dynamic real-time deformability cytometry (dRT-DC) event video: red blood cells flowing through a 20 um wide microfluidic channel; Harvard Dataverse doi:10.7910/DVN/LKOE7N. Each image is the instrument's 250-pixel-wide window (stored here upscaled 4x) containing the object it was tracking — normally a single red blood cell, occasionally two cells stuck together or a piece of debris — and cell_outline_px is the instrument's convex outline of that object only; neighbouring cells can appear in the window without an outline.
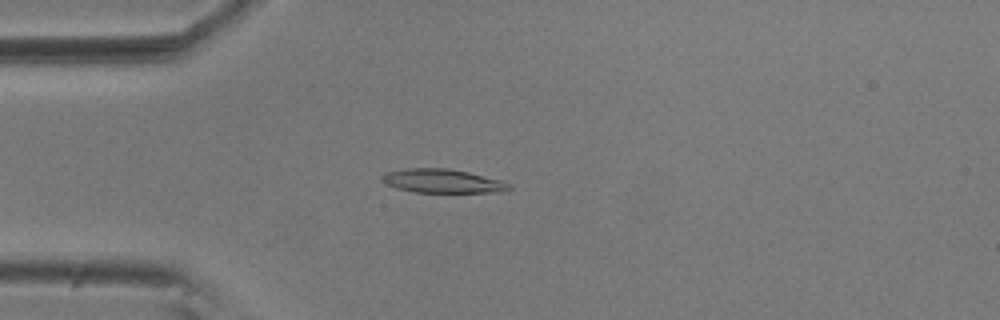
{"species": "common noctule bat (a hibernating species)", "species_latin": "Nyctalus noctula", "temperature_condition": "room temperature", "stored_images_in_passage": 54, "camera_frame_rate_fps": 3000, "um_per_image_px": 0.085, "animal": {"sex": "male", "body_mass_g": 20.5, "forearm_length_mm": 52.5}, "frame": {"image": 1, "passage_image": 13, "time_ms": 4.0, "image_size_px": [1000, 320], "cell_outline_px": [[512, 188], [500, 192], [416, 192], [396, 188], [384, 184], [380, 180], [380, 176], [384, 172], [408, 168], [448, 168], [468, 172], [500, 180], [508, 184]], "centroid_in_image_um": [37.52, 15.38], "position_along_channel_um": 47.5, "area_um2": 17.63}}
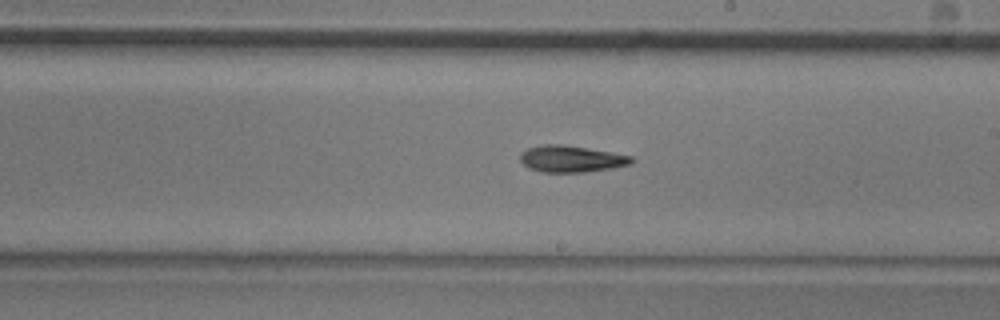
{"frame": {"image": 2, "passage_image": 30, "time_ms": 9.667, "image_size_px": [1000, 320], "cell_outline_px": [[636, 160], [632, 164], [612, 168], [584, 172], [540, 172], [528, 168], [520, 160], [520, 152], [528, 148], [544, 144], [560, 144], [632, 156]], "centroid_in_image_um": [48.54, 13.51], "position_along_channel_um": 240.5, "area_um2": 17.17}}
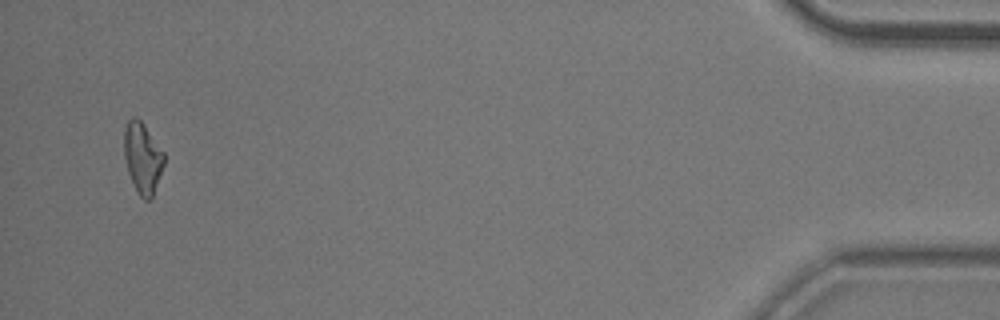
{"frame": {"image": 3, "passage_image": 52, "time_ms": 17.0, "image_size_px": [1000, 320], "cell_outline_px": [[164, 164], [152, 200], [144, 200], [140, 196], [128, 172], [124, 156], [124, 128], [128, 120], [132, 116], [136, 116], [144, 124], [164, 152]], "centroid_in_image_um": [12.12, 13.4], "position_along_channel_um": 423.1, "area_um2": 16.53}, "authors_computed_cell_mechanics": {"area_um2": 17.1955, "velocity_mm_per_s": 3.6323, "shape_relaxation_time_tau1_ms": 8.5945, "shape_relaxation_time_tau2_ms": 4.9313, "deformation_change_tau1": 0.1931, "deformation_change_tau2": 0.1491}}